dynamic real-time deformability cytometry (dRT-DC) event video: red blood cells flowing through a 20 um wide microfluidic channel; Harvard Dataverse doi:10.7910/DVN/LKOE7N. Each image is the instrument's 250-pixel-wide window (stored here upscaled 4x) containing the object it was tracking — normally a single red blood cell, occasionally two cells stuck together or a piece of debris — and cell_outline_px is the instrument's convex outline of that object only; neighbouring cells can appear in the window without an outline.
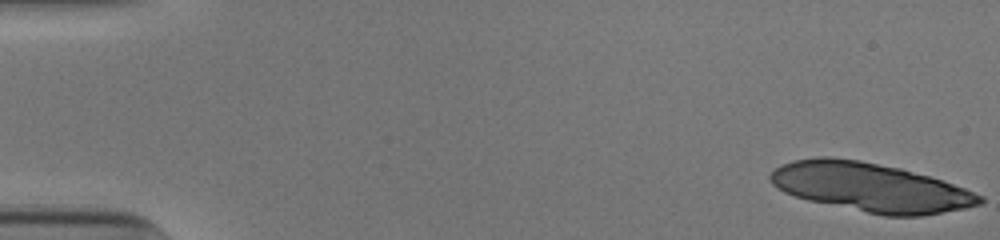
{"species": "human", "species_latin": "Homo sapiens", "temperature_condition": "cold", "stored_images_in_passage": 17, "camera_frame_rate_fps": 3000, "um_per_image_px": 0.085, "donor": {"sex": "male"}, "frame": {"image": 1, "passage_image": 1, "time_ms": 0.0, "image_size_px": [1000, 240], "cell_outline_px": [[984, 200], [980, 204], [964, 208], [920, 216], [884, 216], [808, 200], [784, 192], [772, 184], [768, 180], [768, 176], [780, 164], [792, 160], [820, 156], [828, 156], [860, 160], [900, 168], [928, 176], [964, 188], [984, 196]], "centroid_in_image_um": [73.94, 15.91], "position_along_channel_um": 11.1, "area_um2": 59.42}}